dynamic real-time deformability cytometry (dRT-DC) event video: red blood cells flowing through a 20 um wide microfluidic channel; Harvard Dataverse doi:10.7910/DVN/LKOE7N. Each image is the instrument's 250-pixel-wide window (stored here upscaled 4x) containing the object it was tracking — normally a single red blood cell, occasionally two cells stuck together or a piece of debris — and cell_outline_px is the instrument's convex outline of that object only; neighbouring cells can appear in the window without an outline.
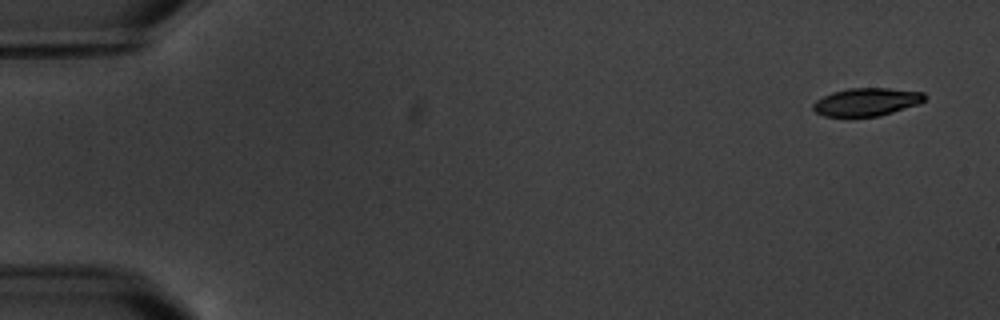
{"species": "common noctule bat (a hibernating species)", "species_latin": "Nyctalus noctula", "temperature_condition": "warm", "stored_images_in_passage": 5, "camera_frame_rate_fps": 3000, "um_per_image_px": 0.085, "animal": {"sex": "male", "body_mass_g": 20.1, "forearm_length_mm": 53.5}, "frame": {"image": 1, "passage_image": 1, "time_ms": 0.0, "image_size_px": [1000, 320], "cell_outline_px": [[928, 96], [920, 104], [880, 116], [824, 116], [816, 112], [812, 108], [812, 104], [816, 100], [832, 92], [848, 88], [888, 88], [924, 92]], "centroid_in_image_um": [73.69, 8.66], "position_along_channel_um": 11.3, "area_um2": 18.26}}
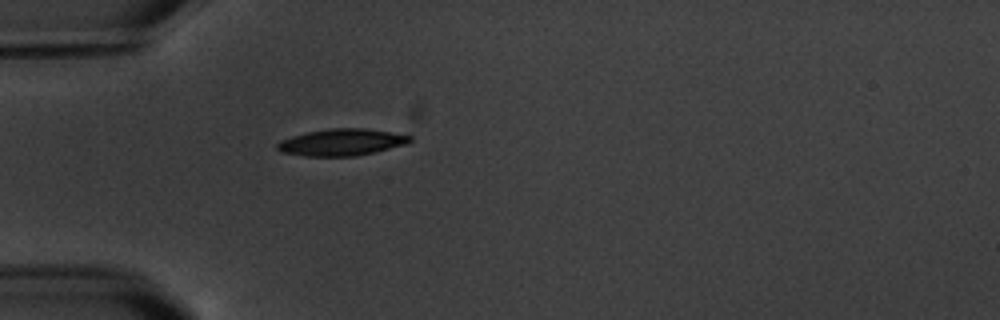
{"frame": {"image": 2, "passage_image": 5, "time_ms": 5.0, "image_size_px": [1000, 320], "cell_outline_px": [[412, 140], [408, 144], [376, 152], [356, 156], [304, 156], [280, 152], [276, 148], [276, 144], [280, 140], [292, 136], [308, 132], [328, 128], [364, 128], [412, 136]], "centroid_in_image_um": [29.03, 12.1], "position_along_channel_um": 56.0, "area_um2": 20.81}}